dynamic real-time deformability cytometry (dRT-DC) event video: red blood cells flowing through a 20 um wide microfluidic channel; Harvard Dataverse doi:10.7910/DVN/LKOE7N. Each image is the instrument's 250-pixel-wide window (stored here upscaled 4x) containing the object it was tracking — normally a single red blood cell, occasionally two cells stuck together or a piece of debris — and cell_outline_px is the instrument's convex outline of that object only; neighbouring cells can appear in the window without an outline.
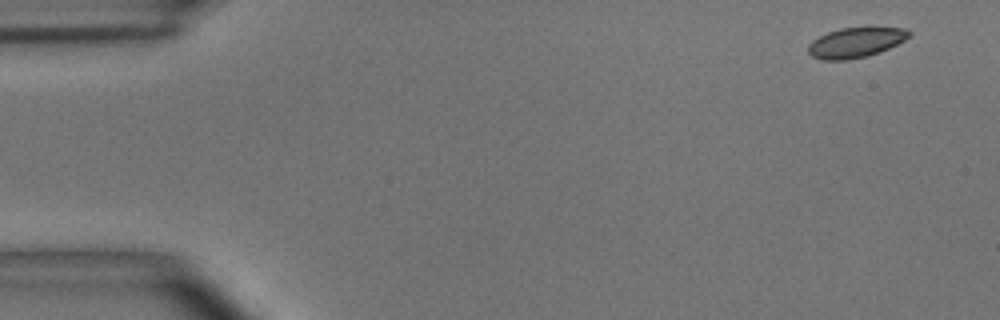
{"species": "common noctule bat (a hibernating species)", "species_latin": "Nyctalus noctula", "temperature_condition": "room temperature", "stored_images_in_passage": 4, "camera_frame_rate_fps": 3000, "um_per_image_px": 0.085, "animal": {"sex": "male", "body_mass_g": 15.6}, "frame": {"image": 1, "passage_image": 1, "time_ms": 0.0, "image_size_px": [1000, 320], "cell_outline_px": [[912, 36], [880, 52], [868, 56], [848, 60], [820, 60], [812, 56], [808, 52], [808, 44], [812, 40], [828, 32], [840, 28], [908, 28], [912, 32]], "centroid_in_image_um": [72.73, 3.62], "position_along_channel_um": 12.3, "area_um2": 17.69}}
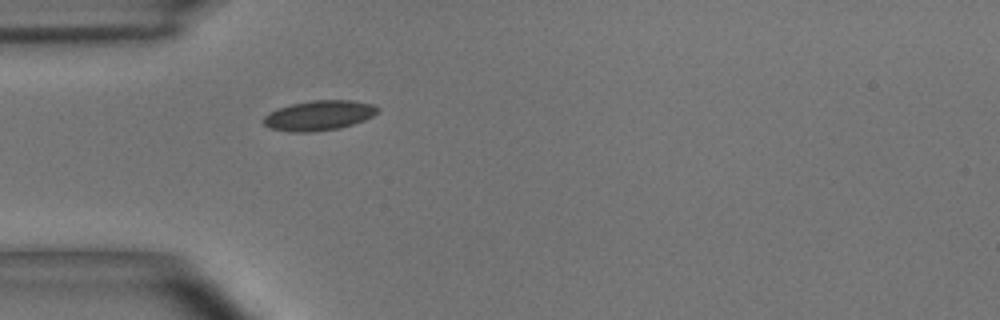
{"frame": {"image": 2, "passage_image": 4, "time_ms": 1.0, "image_size_px": [1000, 320], "cell_outline_px": [[380, 108], [372, 116], [364, 120], [340, 128], [312, 132], [288, 132], [268, 128], [260, 120], [268, 112], [292, 104], [312, 100], [352, 100], [372, 104]], "centroid_in_image_um": [27.06, 9.82], "position_along_channel_um": 57.9, "area_um2": 20.0}}